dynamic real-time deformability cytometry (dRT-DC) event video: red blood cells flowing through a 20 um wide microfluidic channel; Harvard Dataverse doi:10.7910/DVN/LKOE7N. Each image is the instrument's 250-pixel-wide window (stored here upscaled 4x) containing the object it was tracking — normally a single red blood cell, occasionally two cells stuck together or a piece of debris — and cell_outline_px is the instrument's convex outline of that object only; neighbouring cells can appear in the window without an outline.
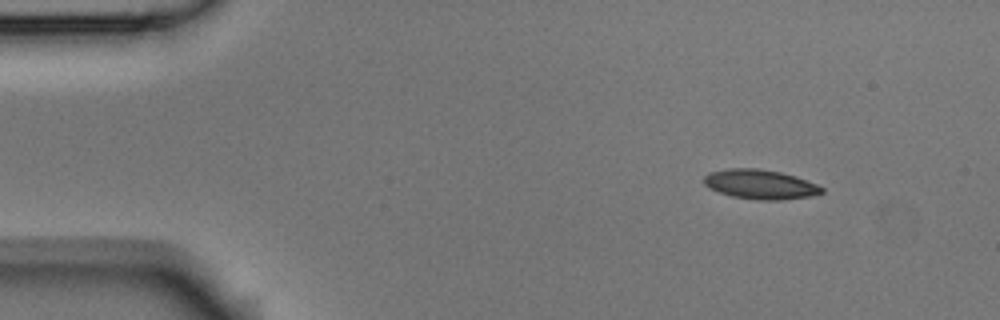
{"species": "Egyptian fruit bat (a non-hibernating species)", "species_latin": "Rousettus aegyptiacus", "temperature_condition": "room temperature", "stored_images_in_passage": 7, "camera_frame_rate_fps": 3000, "um_per_image_px": 0.085, "animal": {"sex": "male"}, "frame": {"image": 1, "passage_image": 1, "time_ms": 0.0, "image_size_px": [1000, 320], "cell_outline_px": [[824, 192], [808, 196], [780, 200], [760, 200], [732, 196], [708, 188], [704, 184], [704, 176], [708, 172], [728, 168], [760, 168], [780, 172], [796, 176], [816, 184], [824, 188]], "centroid_in_image_um": [64.59, 15.65], "position_along_channel_um": 20.4, "area_um2": 20.23}}
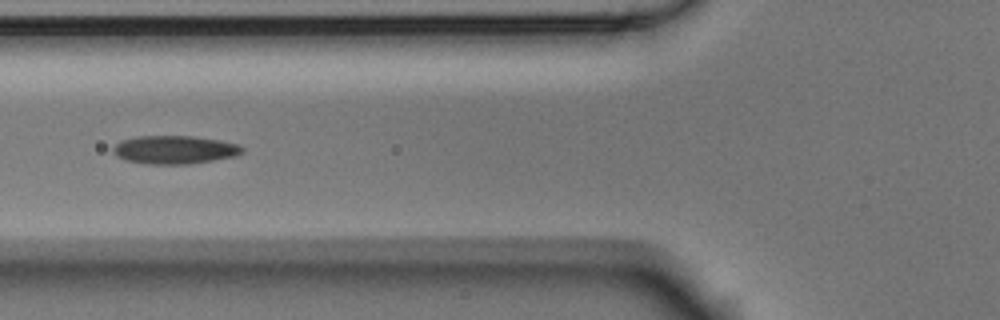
{"frame": {"image": 2, "passage_image": 5, "time_ms": 1.333, "image_size_px": [1000, 320], "cell_outline_px": [[244, 152], [236, 156], [188, 164], [148, 164], [128, 160], [116, 156], [112, 152], [112, 148], [120, 140], [136, 136], [192, 136], [220, 140], [240, 144], [244, 148]], "centroid_in_image_um": [14.85, 12.72], "position_along_channel_um": 110.9, "area_um2": 21.39}}
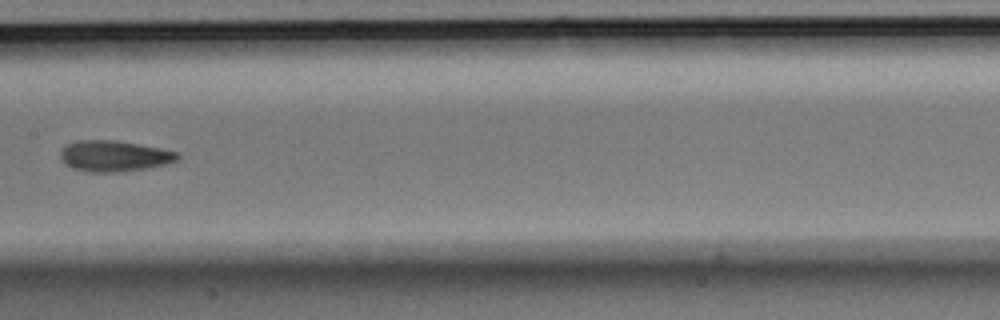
{"frame": {"image": 3, "passage_image": 7, "time_ms": 2.0, "image_size_px": [1000, 320], "cell_outline_px": [[180, 156], [176, 160], [164, 164], [144, 168], [116, 172], [88, 172], [72, 168], [64, 164], [60, 160], [60, 152], [68, 144], [76, 140], [116, 140], [160, 148], [176, 152]], "centroid_in_image_um": [9.64, 13.26], "position_along_channel_um": 197.8, "area_um2": 20.92}}